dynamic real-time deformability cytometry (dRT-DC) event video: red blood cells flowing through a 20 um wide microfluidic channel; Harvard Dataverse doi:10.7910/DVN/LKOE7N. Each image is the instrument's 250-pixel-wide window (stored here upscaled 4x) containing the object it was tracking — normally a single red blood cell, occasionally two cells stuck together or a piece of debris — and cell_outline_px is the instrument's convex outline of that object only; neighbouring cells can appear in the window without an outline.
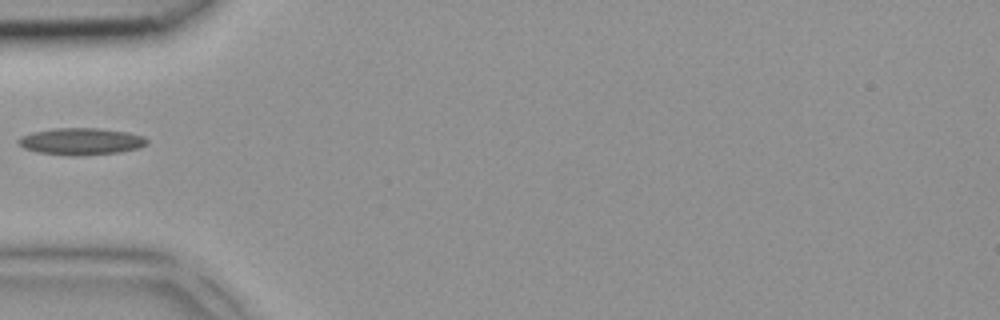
{"species": "common noctule bat (a hibernating species)", "species_latin": "Nyctalus noctula", "temperature_condition": "room temperature", "stored_images_in_passage": 1, "camera_frame_rate_fps": 3000, "um_per_image_px": 0.085, "animal": {"sex": "female", "body_mass_g": 18.4}, "frame": {"image": 1, "passage_image": 1, "time_ms": 0.0, "image_size_px": [1000, 320], "cell_outline_px": [[148, 144], [140, 148], [120, 152], [80, 156], [72, 156], [36, 152], [24, 148], [16, 140], [20, 136], [32, 132], [52, 128], [100, 128], [128, 132], [144, 136], [148, 140]], "centroid_in_image_um": [6.91, 12.02], "position_along_channel_um": 78.1, "area_um2": 20.46}}